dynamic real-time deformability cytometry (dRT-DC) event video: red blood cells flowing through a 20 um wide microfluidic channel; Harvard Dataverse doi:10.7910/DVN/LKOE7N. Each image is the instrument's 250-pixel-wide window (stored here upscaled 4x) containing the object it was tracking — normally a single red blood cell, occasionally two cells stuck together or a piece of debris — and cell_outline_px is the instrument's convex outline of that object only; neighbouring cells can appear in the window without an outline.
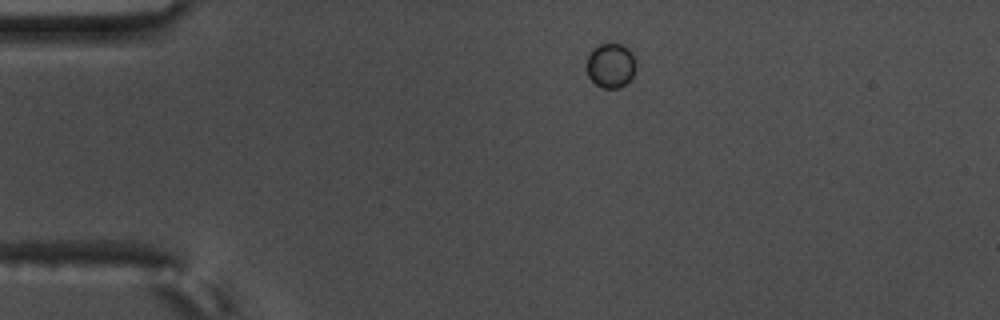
{"species": "common noctule bat (a hibernating species)", "species_latin": "Nyctalus noctula", "temperature_condition": "warm", "stored_images_in_passage": 46, "camera_frame_rate_fps": 3000, "um_per_image_px": 0.085, "animal": {"sex": "male", "body_mass_g": 17.5, "forearm_length_mm": 52.3}, "frame": {"image": 1, "passage_image": 1, "time_ms": 0.0, "image_size_px": [1000, 320], "cell_outline_px": [[636, 68], [632, 76], [620, 88], [600, 88], [588, 76], [588, 56], [592, 48], [600, 44], [612, 40], [624, 44], [632, 52], [636, 60]], "centroid_in_image_um": [51.94, 5.5], "position_along_channel_um": 33.1, "area_um2": 13.18}}
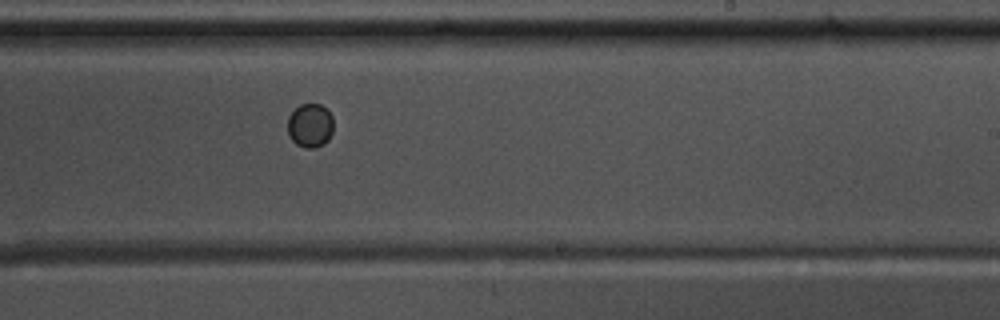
{"frame": {"image": 2, "passage_image": 24, "time_ms": 7.667, "image_size_px": [1000, 320], "cell_outline_px": [[332, 132], [328, 140], [324, 144], [312, 148], [308, 148], [296, 144], [292, 140], [288, 132], [288, 116], [300, 104], [320, 104], [332, 116]], "centroid_in_image_um": [26.35, 10.67], "position_along_channel_um": 262.6, "area_um2": 11.56}}
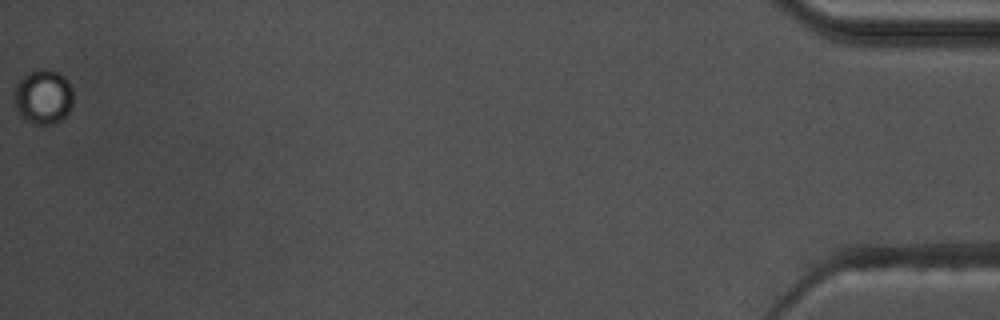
{"frame": {"image": 3, "passage_image": 46, "time_ms": 15.0, "image_size_px": [1000, 320], "cell_outline_px": [[72, 104], [68, 112], [56, 124], [32, 124], [24, 120], [20, 116], [16, 108], [16, 88], [20, 80], [28, 72], [40, 68], [48, 68], [60, 72], [68, 80], [72, 88]], "centroid_in_image_um": [3.71, 8.22], "position_along_channel_um": 431.5, "area_um2": 18.84}}